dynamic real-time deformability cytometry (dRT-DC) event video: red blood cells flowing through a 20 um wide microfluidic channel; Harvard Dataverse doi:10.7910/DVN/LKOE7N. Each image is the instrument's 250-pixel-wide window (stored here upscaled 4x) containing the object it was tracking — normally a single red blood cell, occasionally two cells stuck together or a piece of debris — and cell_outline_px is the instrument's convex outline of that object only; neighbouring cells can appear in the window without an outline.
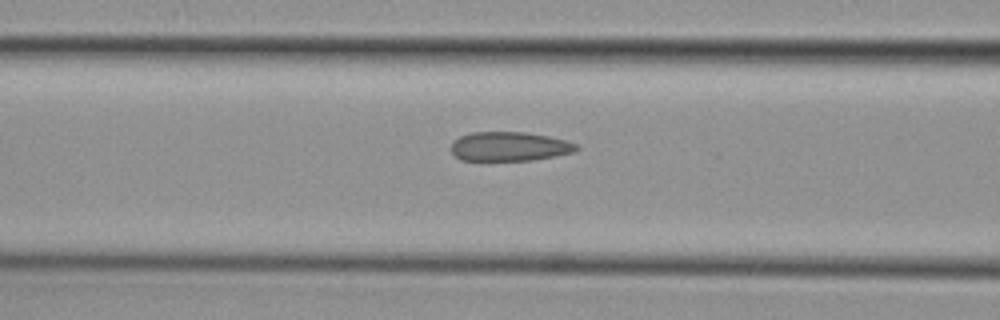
{"species": "common noctule bat (a hibernating species)", "species_latin": "Nyctalus noctula", "temperature_condition": "cold", "stored_images_in_passage": 20, "camera_frame_rate_fps": 3000, "um_per_image_px": 0.085, "animal": {"sex": "female", "body_mass_g": 29.2, "forearm_length_mm": 56.3}, "frame": {"image": 1, "passage_image": 8, "time_ms": 2.333, "image_size_px": [1000, 320], "cell_outline_px": [[580, 148], [576, 152], [556, 156], [532, 160], [460, 160], [448, 148], [452, 140], [460, 136], [472, 132], [524, 132], [548, 136], [564, 140], [576, 144]], "centroid_in_image_um": [43.27, 12.45], "position_along_channel_um": 123.3, "area_um2": 21.5}}
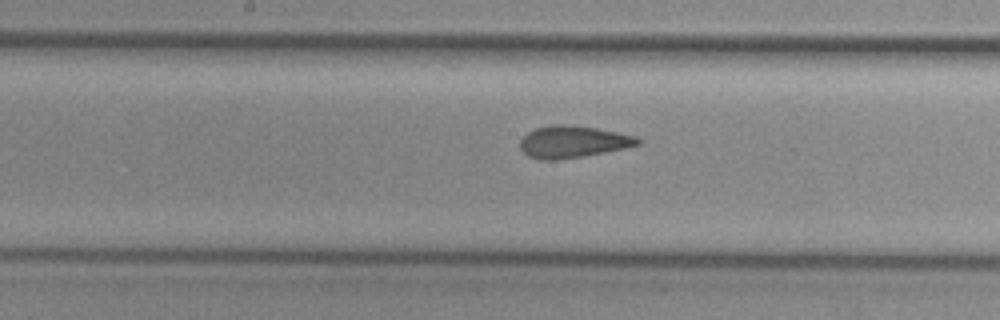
{"frame": {"image": 2, "passage_image": 14, "time_ms": 4.333, "image_size_px": [1000, 320], "cell_outline_px": [[644, 140], [640, 144], [624, 148], [584, 156], [556, 160], [540, 160], [528, 156], [520, 148], [520, 140], [528, 132], [536, 128], [552, 124], [560, 124], [596, 128], [636, 136]], "centroid_in_image_um": [48.69, 12.06], "position_along_channel_um": 199.5, "area_um2": 21.85}}
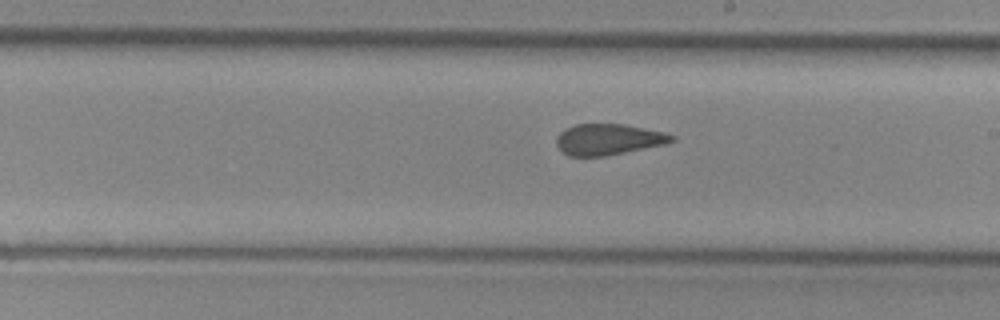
{"frame": {"image": 3, "passage_image": 17, "time_ms": 5.333, "image_size_px": [1000, 320], "cell_outline_px": [[676, 140], [668, 144], [604, 156], [568, 156], [556, 144], [556, 136], [564, 128], [576, 124], [624, 124], [664, 132], [676, 136]], "centroid_in_image_um": [51.74, 11.84], "position_along_channel_um": 237.3, "area_um2": 20.98}}